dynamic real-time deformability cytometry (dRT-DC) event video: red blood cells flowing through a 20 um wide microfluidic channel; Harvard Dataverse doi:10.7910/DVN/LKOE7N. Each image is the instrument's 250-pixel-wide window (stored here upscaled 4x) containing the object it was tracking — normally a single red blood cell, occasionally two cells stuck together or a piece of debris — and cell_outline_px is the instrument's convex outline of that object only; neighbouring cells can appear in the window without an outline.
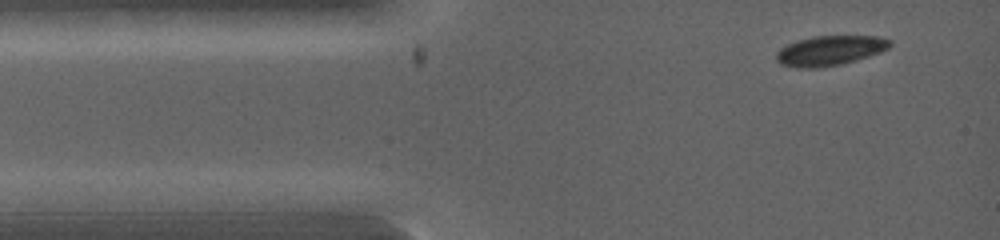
{"species": "common noctule bat (a hibernating species)", "species_latin": "Nyctalus noctula", "temperature_condition": "warm", "stored_images_in_passage": 3, "camera_frame_rate_fps": 5000, "um_per_image_px": 0.085, "animal": {"sex": "female", "body_mass_g": 19.0, "forearm_length_mm": 53.3}, "frame": {"image": 1, "passage_image": 1, "time_ms": 0.0, "image_size_px": [1000, 240], "cell_outline_px": [[892, 44], [888, 48], [880, 52], [856, 60], [840, 64], [816, 68], [796, 68], [780, 64], [776, 60], [776, 52], [780, 48], [796, 40], [812, 36], [876, 36], [892, 40]], "centroid_in_image_um": [70.51, 4.29], "position_along_channel_um": 14.5, "area_um2": 19.83}}
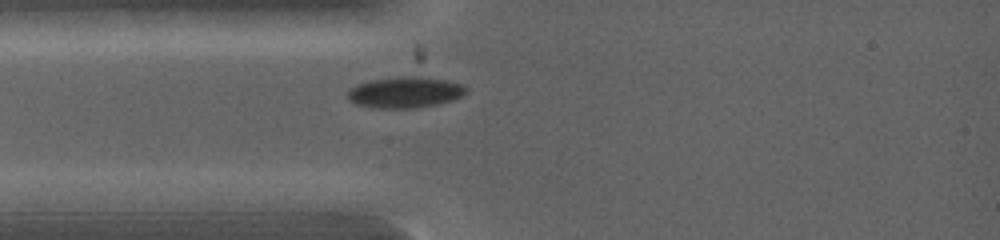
{"frame": {"image": 2, "passage_image": 3, "time_ms": 1.4, "image_size_px": [1000, 240], "cell_outline_px": [[468, 88], [460, 96], [452, 100], [436, 104], [416, 108], [376, 108], [356, 104], [348, 100], [348, 88], [356, 84], [372, 80], [400, 76], [420, 76], [444, 80], [464, 84]], "centroid_in_image_um": [34.39, 7.84], "position_along_channel_um": 50.6, "area_um2": 21.44}}